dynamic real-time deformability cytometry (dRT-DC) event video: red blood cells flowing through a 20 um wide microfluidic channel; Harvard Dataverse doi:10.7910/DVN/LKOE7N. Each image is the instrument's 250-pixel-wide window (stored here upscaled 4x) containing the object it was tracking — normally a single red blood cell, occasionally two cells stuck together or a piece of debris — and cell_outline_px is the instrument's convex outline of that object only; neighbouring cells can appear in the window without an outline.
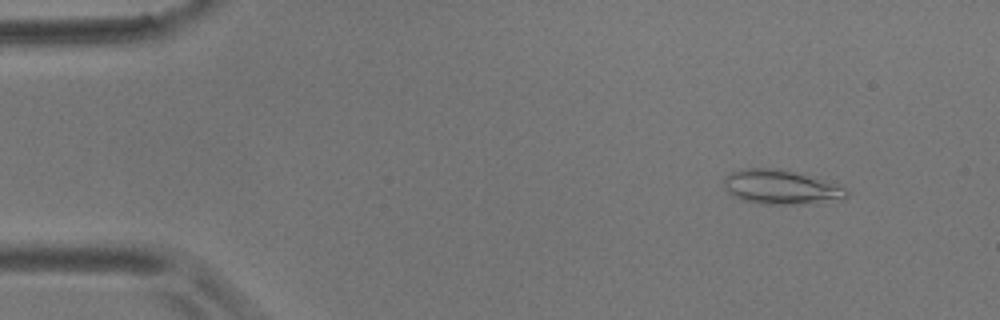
{"species": "common noctule bat (a hibernating species)", "species_latin": "Nyctalus noctula", "temperature_condition": "room temperature", "stored_images_in_passage": 6, "camera_frame_rate_fps": 3000, "um_per_image_px": 0.085, "animal": {"sex": "male", "body_mass_g": 17.9}, "frame": {"image": 1, "passage_image": 2, "time_ms": 1.333, "image_size_px": [1000, 320], "cell_outline_px": [[848, 196], [808, 204], [760, 204], [740, 200], [732, 196], [724, 188], [724, 176], [732, 172], [744, 168], [776, 168], [844, 184], [848, 188]], "centroid_in_image_um": [66.37, 15.9], "position_along_channel_um": 18.6, "area_um2": 24.8}}